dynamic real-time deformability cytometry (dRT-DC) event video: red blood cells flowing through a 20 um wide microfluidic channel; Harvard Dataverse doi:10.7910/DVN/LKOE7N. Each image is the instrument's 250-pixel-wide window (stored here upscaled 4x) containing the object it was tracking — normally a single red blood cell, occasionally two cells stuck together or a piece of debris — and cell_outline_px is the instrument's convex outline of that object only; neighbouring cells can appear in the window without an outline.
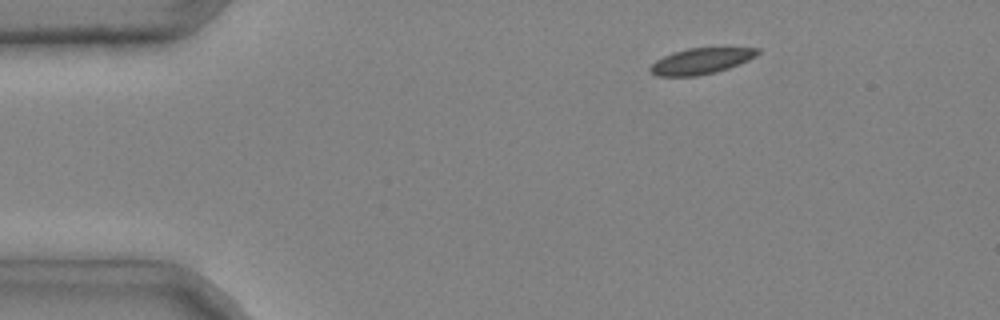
{"species": "common noctule bat (a hibernating species)", "species_latin": "Nyctalus noctula", "temperature_condition": "cold", "stored_images_in_passage": 3, "camera_frame_rate_fps": 3000, "um_per_image_px": 0.085, "animal": {"sex": "male", "body_mass_g": 20.4}, "frame": {"image": 1, "passage_image": 2, "time_ms": 0.333, "image_size_px": [1000, 320], "cell_outline_px": [[760, 52], [756, 56], [748, 60], [728, 68], [716, 72], [696, 76], [656, 76], [648, 68], [656, 60], [672, 52], [688, 48], [760, 48]], "centroid_in_image_um": [59.57, 5.19], "position_along_channel_um": 25.4, "area_um2": 16.13}}